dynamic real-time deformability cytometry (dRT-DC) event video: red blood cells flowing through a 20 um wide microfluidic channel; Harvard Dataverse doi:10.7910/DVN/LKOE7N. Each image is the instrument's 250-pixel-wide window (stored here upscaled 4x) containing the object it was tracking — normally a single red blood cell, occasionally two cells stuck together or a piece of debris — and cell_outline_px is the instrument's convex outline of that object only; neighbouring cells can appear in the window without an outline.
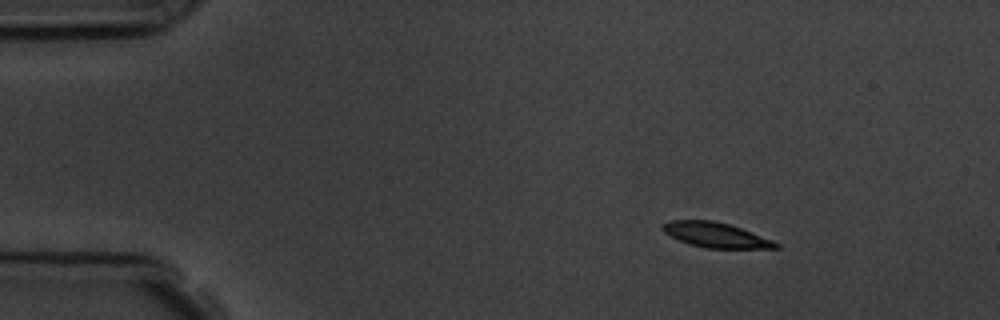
{"species": "common noctule bat (a hibernating species)", "species_latin": "Nyctalus noctula", "temperature_condition": "room temperature", "stored_images_in_passage": 3, "camera_frame_rate_fps": 3000, "um_per_image_px": 0.085, "animal": {"sex": "male", "body_mass_g": 19.5, "forearm_length_mm": 54.6}, "frame": {"image": 1, "passage_image": 1, "time_ms": 0.0, "image_size_px": [1000, 320], "cell_outline_px": [[780, 248], [704, 248], [688, 244], [664, 232], [660, 228], [660, 224], [668, 220], [712, 220], [728, 224], [740, 228], [772, 240], [780, 244]], "centroid_in_image_um": [60.79, 19.97], "position_along_channel_um": 24.2, "area_um2": 16.42}}